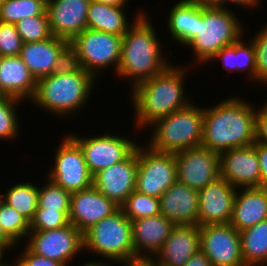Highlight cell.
Instances as JSON below:
<instances>
[{
  "instance_id": "7dc6e473",
  "label": "cell",
  "mask_w": 267,
  "mask_h": 266,
  "mask_svg": "<svg viewBox=\"0 0 267 266\" xmlns=\"http://www.w3.org/2000/svg\"><path fill=\"white\" fill-rule=\"evenodd\" d=\"M95 1L111 6H126L128 4V0H95Z\"/></svg>"
},
{
  "instance_id": "ee69618b",
  "label": "cell",
  "mask_w": 267,
  "mask_h": 266,
  "mask_svg": "<svg viewBox=\"0 0 267 266\" xmlns=\"http://www.w3.org/2000/svg\"><path fill=\"white\" fill-rule=\"evenodd\" d=\"M262 1L263 0H225V8L230 6L232 3L234 5H238V6L245 7V8L251 7L250 9H252V7H254V8H255V6L258 7ZM226 3H227V5H226ZM229 3H230V5H228Z\"/></svg>"
},
{
  "instance_id": "f1b7e54d",
  "label": "cell",
  "mask_w": 267,
  "mask_h": 266,
  "mask_svg": "<svg viewBox=\"0 0 267 266\" xmlns=\"http://www.w3.org/2000/svg\"><path fill=\"white\" fill-rule=\"evenodd\" d=\"M240 233L242 259L246 266H267V220Z\"/></svg>"
},
{
  "instance_id": "b9f144b4",
  "label": "cell",
  "mask_w": 267,
  "mask_h": 266,
  "mask_svg": "<svg viewBox=\"0 0 267 266\" xmlns=\"http://www.w3.org/2000/svg\"><path fill=\"white\" fill-rule=\"evenodd\" d=\"M259 165H260V187L267 189V145L255 142Z\"/></svg>"
},
{
  "instance_id": "30bf717a",
  "label": "cell",
  "mask_w": 267,
  "mask_h": 266,
  "mask_svg": "<svg viewBox=\"0 0 267 266\" xmlns=\"http://www.w3.org/2000/svg\"><path fill=\"white\" fill-rule=\"evenodd\" d=\"M57 148L53 168L46 174L52 182L64 190L73 193L87 189L93 185L80 146L69 136L62 137Z\"/></svg>"
},
{
  "instance_id": "9a60e30c",
  "label": "cell",
  "mask_w": 267,
  "mask_h": 266,
  "mask_svg": "<svg viewBox=\"0 0 267 266\" xmlns=\"http://www.w3.org/2000/svg\"><path fill=\"white\" fill-rule=\"evenodd\" d=\"M19 56L37 81L63 68L70 61V42L52 36L39 42L23 43Z\"/></svg>"
},
{
  "instance_id": "ba28073f",
  "label": "cell",
  "mask_w": 267,
  "mask_h": 266,
  "mask_svg": "<svg viewBox=\"0 0 267 266\" xmlns=\"http://www.w3.org/2000/svg\"><path fill=\"white\" fill-rule=\"evenodd\" d=\"M122 38L86 28L70 42V61L95 79L104 69L108 70L113 65L116 73L121 58Z\"/></svg>"
},
{
  "instance_id": "5b68a950",
  "label": "cell",
  "mask_w": 267,
  "mask_h": 266,
  "mask_svg": "<svg viewBox=\"0 0 267 266\" xmlns=\"http://www.w3.org/2000/svg\"><path fill=\"white\" fill-rule=\"evenodd\" d=\"M191 102L185 108L158 119L151 127L147 145L154 151L176 153L201 146L203 138L204 108Z\"/></svg>"
},
{
  "instance_id": "f907efd6",
  "label": "cell",
  "mask_w": 267,
  "mask_h": 266,
  "mask_svg": "<svg viewBox=\"0 0 267 266\" xmlns=\"http://www.w3.org/2000/svg\"><path fill=\"white\" fill-rule=\"evenodd\" d=\"M8 251L1 243H0V266H3V265H5V264H7V262L5 263L2 259H4L3 258V256H4V253L6 252V251Z\"/></svg>"
},
{
  "instance_id": "1f68e13d",
  "label": "cell",
  "mask_w": 267,
  "mask_h": 266,
  "mask_svg": "<svg viewBox=\"0 0 267 266\" xmlns=\"http://www.w3.org/2000/svg\"><path fill=\"white\" fill-rule=\"evenodd\" d=\"M0 227L3 233L17 246L30 232V222L2 200L0 202Z\"/></svg>"
},
{
  "instance_id": "7402d4cb",
  "label": "cell",
  "mask_w": 267,
  "mask_h": 266,
  "mask_svg": "<svg viewBox=\"0 0 267 266\" xmlns=\"http://www.w3.org/2000/svg\"><path fill=\"white\" fill-rule=\"evenodd\" d=\"M199 251V225H175L164 245L150 261L155 266H184Z\"/></svg>"
},
{
  "instance_id": "7a4b0ae2",
  "label": "cell",
  "mask_w": 267,
  "mask_h": 266,
  "mask_svg": "<svg viewBox=\"0 0 267 266\" xmlns=\"http://www.w3.org/2000/svg\"><path fill=\"white\" fill-rule=\"evenodd\" d=\"M187 68L172 63L161 73L131 86L130 102L134 107L136 128L150 127L158 119L192 102L184 91Z\"/></svg>"
},
{
  "instance_id": "7c38bea8",
  "label": "cell",
  "mask_w": 267,
  "mask_h": 266,
  "mask_svg": "<svg viewBox=\"0 0 267 266\" xmlns=\"http://www.w3.org/2000/svg\"><path fill=\"white\" fill-rule=\"evenodd\" d=\"M27 238L26 245L32 252L64 266H69V262L84 250L83 233L71 223L54 230L30 231Z\"/></svg>"
},
{
  "instance_id": "681fc988",
  "label": "cell",
  "mask_w": 267,
  "mask_h": 266,
  "mask_svg": "<svg viewBox=\"0 0 267 266\" xmlns=\"http://www.w3.org/2000/svg\"><path fill=\"white\" fill-rule=\"evenodd\" d=\"M111 264V265H110ZM113 264L110 262L109 263V261H108V263H107V261L105 260V262L104 261H91V262H87V263H84L83 264V266H112Z\"/></svg>"
},
{
  "instance_id": "d6986e66",
  "label": "cell",
  "mask_w": 267,
  "mask_h": 266,
  "mask_svg": "<svg viewBox=\"0 0 267 266\" xmlns=\"http://www.w3.org/2000/svg\"><path fill=\"white\" fill-rule=\"evenodd\" d=\"M119 208V205L92 185L87 189L71 193L69 220L73 226L84 233Z\"/></svg>"
},
{
  "instance_id": "8d00e7d4",
  "label": "cell",
  "mask_w": 267,
  "mask_h": 266,
  "mask_svg": "<svg viewBox=\"0 0 267 266\" xmlns=\"http://www.w3.org/2000/svg\"><path fill=\"white\" fill-rule=\"evenodd\" d=\"M69 211L37 208L30 221V231L54 230L69 225Z\"/></svg>"
},
{
  "instance_id": "484cf974",
  "label": "cell",
  "mask_w": 267,
  "mask_h": 266,
  "mask_svg": "<svg viewBox=\"0 0 267 266\" xmlns=\"http://www.w3.org/2000/svg\"><path fill=\"white\" fill-rule=\"evenodd\" d=\"M125 7L91 0L87 13V28L123 36L132 25L128 21Z\"/></svg>"
},
{
  "instance_id": "277c9868",
  "label": "cell",
  "mask_w": 267,
  "mask_h": 266,
  "mask_svg": "<svg viewBox=\"0 0 267 266\" xmlns=\"http://www.w3.org/2000/svg\"><path fill=\"white\" fill-rule=\"evenodd\" d=\"M94 82L96 79L90 73L69 61L58 71L37 80L31 101L51 116L59 119L71 117L69 114H78L86 107Z\"/></svg>"
},
{
  "instance_id": "74e56055",
  "label": "cell",
  "mask_w": 267,
  "mask_h": 266,
  "mask_svg": "<svg viewBox=\"0 0 267 266\" xmlns=\"http://www.w3.org/2000/svg\"><path fill=\"white\" fill-rule=\"evenodd\" d=\"M250 39L255 49V83H267V24ZM263 82V83H262Z\"/></svg>"
},
{
  "instance_id": "f5cc1de1",
  "label": "cell",
  "mask_w": 267,
  "mask_h": 266,
  "mask_svg": "<svg viewBox=\"0 0 267 266\" xmlns=\"http://www.w3.org/2000/svg\"><path fill=\"white\" fill-rule=\"evenodd\" d=\"M3 266H16L14 263L13 264H5V265H3Z\"/></svg>"
},
{
  "instance_id": "4316f807",
  "label": "cell",
  "mask_w": 267,
  "mask_h": 266,
  "mask_svg": "<svg viewBox=\"0 0 267 266\" xmlns=\"http://www.w3.org/2000/svg\"><path fill=\"white\" fill-rule=\"evenodd\" d=\"M201 14V6L191 0H180L168 13L167 28L175 42L186 46L194 37L197 17Z\"/></svg>"
},
{
  "instance_id": "836d02e7",
  "label": "cell",
  "mask_w": 267,
  "mask_h": 266,
  "mask_svg": "<svg viewBox=\"0 0 267 266\" xmlns=\"http://www.w3.org/2000/svg\"><path fill=\"white\" fill-rule=\"evenodd\" d=\"M15 26L23 43L39 42L53 36L49 26L47 12L43 15L26 17L18 21Z\"/></svg>"
},
{
  "instance_id": "bcb514c9",
  "label": "cell",
  "mask_w": 267,
  "mask_h": 266,
  "mask_svg": "<svg viewBox=\"0 0 267 266\" xmlns=\"http://www.w3.org/2000/svg\"><path fill=\"white\" fill-rule=\"evenodd\" d=\"M1 196H0V202H1ZM0 243L8 249V251L12 248H15L16 245L3 233L1 227H0Z\"/></svg>"
},
{
  "instance_id": "52a82bcc",
  "label": "cell",
  "mask_w": 267,
  "mask_h": 266,
  "mask_svg": "<svg viewBox=\"0 0 267 266\" xmlns=\"http://www.w3.org/2000/svg\"><path fill=\"white\" fill-rule=\"evenodd\" d=\"M131 221L119 208L83 233L84 250L112 263L134 262Z\"/></svg>"
},
{
  "instance_id": "f6af8a7d",
  "label": "cell",
  "mask_w": 267,
  "mask_h": 266,
  "mask_svg": "<svg viewBox=\"0 0 267 266\" xmlns=\"http://www.w3.org/2000/svg\"><path fill=\"white\" fill-rule=\"evenodd\" d=\"M201 7H224L225 0H191Z\"/></svg>"
},
{
  "instance_id": "c3c4849f",
  "label": "cell",
  "mask_w": 267,
  "mask_h": 266,
  "mask_svg": "<svg viewBox=\"0 0 267 266\" xmlns=\"http://www.w3.org/2000/svg\"><path fill=\"white\" fill-rule=\"evenodd\" d=\"M124 266H155L150 260H138L135 262L121 263Z\"/></svg>"
},
{
  "instance_id": "816d5d0a",
  "label": "cell",
  "mask_w": 267,
  "mask_h": 266,
  "mask_svg": "<svg viewBox=\"0 0 267 266\" xmlns=\"http://www.w3.org/2000/svg\"><path fill=\"white\" fill-rule=\"evenodd\" d=\"M46 5L50 2H52L53 0H42Z\"/></svg>"
},
{
  "instance_id": "11a10c76",
  "label": "cell",
  "mask_w": 267,
  "mask_h": 266,
  "mask_svg": "<svg viewBox=\"0 0 267 266\" xmlns=\"http://www.w3.org/2000/svg\"><path fill=\"white\" fill-rule=\"evenodd\" d=\"M4 1H5V0H0V7H1V5L3 4Z\"/></svg>"
},
{
  "instance_id": "e0dca14e",
  "label": "cell",
  "mask_w": 267,
  "mask_h": 266,
  "mask_svg": "<svg viewBox=\"0 0 267 266\" xmlns=\"http://www.w3.org/2000/svg\"><path fill=\"white\" fill-rule=\"evenodd\" d=\"M138 171L136 149L123 161L100 170L93 176V186L121 206L135 190Z\"/></svg>"
},
{
  "instance_id": "d590c367",
  "label": "cell",
  "mask_w": 267,
  "mask_h": 266,
  "mask_svg": "<svg viewBox=\"0 0 267 266\" xmlns=\"http://www.w3.org/2000/svg\"><path fill=\"white\" fill-rule=\"evenodd\" d=\"M18 103L22 102L17 98L0 96V140L11 141L19 135V116L16 106Z\"/></svg>"
},
{
  "instance_id": "603a6c76",
  "label": "cell",
  "mask_w": 267,
  "mask_h": 266,
  "mask_svg": "<svg viewBox=\"0 0 267 266\" xmlns=\"http://www.w3.org/2000/svg\"><path fill=\"white\" fill-rule=\"evenodd\" d=\"M199 191L176 181L160 197V214L174 225H197Z\"/></svg>"
},
{
  "instance_id": "ffe728a7",
  "label": "cell",
  "mask_w": 267,
  "mask_h": 266,
  "mask_svg": "<svg viewBox=\"0 0 267 266\" xmlns=\"http://www.w3.org/2000/svg\"><path fill=\"white\" fill-rule=\"evenodd\" d=\"M91 0H53L46 12L52 35L71 42L87 28Z\"/></svg>"
},
{
  "instance_id": "f546056e",
  "label": "cell",
  "mask_w": 267,
  "mask_h": 266,
  "mask_svg": "<svg viewBox=\"0 0 267 266\" xmlns=\"http://www.w3.org/2000/svg\"><path fill=\"white\" fill-rule=\"evenodd\" d=\"M39 187L29 182L12 185L6 193H1L4 203L22 214L29 222L37 209Z\"/></svg>"
},
{
  "instance_id": "60d3db41",
  "label": "cell",
  "mask_w": 267,
  "mask_h": 266,
  "mask_svg": "<svg viewBox=\"0 0 267 266\" xmlns=\"http://www.w3.org/2000/svg\"><path fill=\"white\" fill-rule=\"evenodd\" d=\"M256 141L267 145V108L264 105L256 113Z\"/></svg>"
},
{
  "instance_id": "5bb4252c",
  "label": "cell",
  "mask_w": 267,
  "mask_h": 266,
  "mask_svg": "<svg viewBox=\"0 0 267 266\" xmlns=\"http://www.w3.org/2000/svg\"><path fill=\"white\" fill-rule=\"evenodd\" d=\"M177 181L201 190L220 177V155L202 146L175 153Z\"/></svg>"
},
{
  "instance_id": "db71d44e",
  "label": "cell",
  "mask_w": 267,
  "mask_h": 266,
  "mask_svg": "<svg viewBox=\"0 0 267 266\" xmlns=\"http://www.w3.org/2000/svg\"><path fill=\"white\" fill-rule=\"evenodd\" d=\"M265 85H267V83ZM263 105L267 108V99Z\"/></svg>"
},
{
  "instance_id": "ac0fdd59",
  "label": "cell",
  "mask_w": 267,
  "mask_h": 266,
  "mask_svg": "<svg viewBox=\"0 0 267 266\" xmlns=\"http://www.w3.org/2000/svg\"><path fill=\"white\" fill-rule=\"evenodd\" d=\"M236 189L227 180L219 177L199 190L197 225L229 223Z\"/></svg>"
},
{
  "instance_id": "4fadbf2b",
  "label": "cell",
  "mask_w": 267,
  "mask_h": 266,
  "mask_svg": "<svg viewBox=\"0 0 267 266\" xmlns=\"http://www.w3.org/2000/svg\"><path fill=\"white\" fill-rule=\"evenodd\" d=\"M200 250L212 266H246L242 259L240 233L230 223L203 225Z\"/></svg>"
},
{
  "instance_id": "8992f818",
  "label": "cell",
  "mask_w": 267,
  "mask_h": 266,
  "mask_svg": "<svg viewBox=\"0 0 267 266\" xmlns=\"http://www.w3.org/2000/svg\"><path fill=\"white\" fill-rule=\"evenodd\" d=\"M235 14L229 7H201L195 37L186 45L192 48L196 64L205 65L220 49L243 37V25Z\"/></svg>"
},
{
  "instance_id": "f35d334b",
  "label": "cell",
  "mask_w": 267,
  "mask_h": 266,
  "mask_svg": "<svg viewBox=\"0 0 267 266\" xmlns=\"http://www.w3.org/2000/svg\"><path fill=\"white\" fill-rule=\"evenodd\" d=\"M22 45L15 24L0 21V57L19 55Z\"/></svg>"
},
{
  "instance_id": "e575fe53",
  "label": "cell",
  "mask_w": 267,
  "mask_h": 266,
  "mask_svg": "<svg viewBox=\"0 0 267 266\" xmlns=\"http://www.w3.org/2000/svg\"><path fill=\"white\" fill-rule=\"evenodd\" d=\"M46 183L39 187L37 208L47 210H70L71 193L45 178Z\"/></svg>"
},
{
  "instance_id": "2e32d148",
  "label": "cell",
  "mask_w": 267,
  "mask_h": 266,
  "mask_svg": "<svg viewBox=\"0 0 267 266\" xmlns=\"http://www.w3.org/2000/svg\"><path fill=\"white\" fill-rule=\"evenodd\" d=\"M220 177L235 188L260 187V165L255 143L220 154Z\"/></svg>"
},
{
  "instance_id": "83f0119b",
  "label": "cell",
  "mask_w": 267,
  "mask_h": 266,
  "mask_svg": "<svg viewBox=\"0 0 267 266\" xmlns=\"http://www.w3.org/2000/svg\"><path fill=\"white\" fill-rule=\"evenodd\" d=\"M245 42L243 36L237 42L220 49L208 62L221 60L223 68L231 73L247 71L248 81L250 78V82L255 83V49L251 40Z\"/></svg>"
},
{
  "instance_id": "3957f363",
  "label": "cell",
  "mask_w": 267,
  "mask_h": 266,
  "mask_svg": "<svg viewBox=\"0 0 267 266\" xmlns=\"http://www.w3.org/2000/svg\"><path fill=\"white\" fill-rule=\"evenodd\" d=\"M137 12L132 25L122 38V50L116 75L122 80L129 78L132 84L142 82L164 71L171 63L161 50L156 30L144 13ZM162 45V46H161Z\"/></svg>"
},
{
  "instance_id": "6da1fadb",
  "label": "cell",
  "mask_w": 267,
  "mask_h": 266,
  "mask_svg": "<svg viewBox=\"0 0 267 266\" xmlns=\"http://www.w3.org/2000/svg\"><path fill=\"white\" fill-rule=\"evenodd\" d=\"M239 96H229L216 106L204 108L201 146L218 152L256 142L257 108Z\"/></svg>"
},
{
  "instance_id": "8fae6325",
  "label": "cell",
  "mask_w": 267,
  "mask_h": 266,
  "mask_svg": "<svg viewBox=\"0 0 267 266\" xmlns=\"http://www.w3.org/2000/svg\"><path fill=\"white\" fill-rule=\"evenodd\" d=\"M81 148L92 176L100 170L125 160L137 147V142L115 133L80 137L69 135Z\"/></svg>"
},
{
  "instance_id": "4dcf8cb0",
  "label": "cell",
  "mask_w": 267,
  "mask_h": 266,
  "mask_svg": "<svg viewBox=\"0 0 267 266\" xmlns=\"http://www.w3.org/2000/svg\"><path fill=\"white\" fill-rule=\"evenodd\" d=\"M46 7L42 0H5L0 7V21L16 24L26 17L43 15Z\"/></svg>"
},
{
  "instance_id": "d6a6232c",
  "label": "cell",
  "mask_w": 267,
  "mask_h": 266,
  "mask_svg": "<svg viewBox=\"0 0 267 266\" xmlns=\"http://www.w3.org/2000/svg\"><path fill=\"white\" fill-rule=\"evenodd\" d=\"M160 198L134 190L120 206L123 213L132 220L160 214Z\"/></svg>"
},
{
  "instance_id": "7bdbcfd3",
  "label": "cell",
  "mask_w": 267,
  "mask_h": 266,
  "mask_svg": "<svg viewBox=\"0 0 267 266\" xmlns=\"http://www.w3.org/2000/svg\"><path fill=\"white\" fill-rule=\"evenodd\" d=\"M184 266H212L207 256L200 250Z\"/></svg>"
},
{
  "instance_id": "9c48e42d",
  "label": "cell",
  "mask_w": 267,
  "mask_h": 266,
  "mask_svg": "<svg viewBox=\"0 0 267 266\" xmlns=\"http://www.w3.org/2000/svg\"><path fill=\"white\" fill-rule=\"evenodd\" d=\"M136 147L138 171L135 190L160 198L177 181L175 153L157 152L148 145Z\"/></svg>"
},
{
  "instance_id": "d4e9b609",
  "label": "cell",
  "mask_w": 267,
  "mask_h": 266,
  "mask_svg": "<svg viewBox=\"0 0 267 266\" xmlns=\"http://www.w3.org/2000/svg\"><path fill=\"white\" fill-rule=\"evenodd\" d=\"M264 220H267V189L237 188L229 223L240 232Z\"/></svg>"
},
{
  "instance_id": "44dd1931",
  "label": "cell",
  "mask_w": 267,
  "mask_h": 266,
  "mask_svg": "<svg viewBox=\"0 0 267 266\" xmlns=\"http://www.w3.org/2000/svg\"><path fill=\"white\" fill-rule=\"evenodd\" d=\"M174 226L162 214L132 220L131 233L134 262L151 260L164 245Z\"/></svg>"
},
{
  "instance_id": "cb8c5ba5",
  "label": "cell",
  "mask_w": 267,
  "mask_h": 266,
  "mask_svg": "<svg viewBox=\"0 0 267 266\" xmlns=\"http://www.w3.org/2000/svg\"><path fill=\"white\" fill-rule=\"evenodd\" d=\"M36 79L19 55L0 57V96L31 102L36 92Z\"/></svg>"
},
{
  "instance_id": "ab89813d",
  "label": "cell",
  "mask_w": 267,
  "mask_h": 266,
  "mask_svg": "<svg viewBox=\"0 0 267 266\" xmlns=\"http://www.w3.org/2000/svg\"><path fill=\"white\" fill-rule=\"evenodd\" d=\"M13 262L16 266H64L59 261H55L32 252L27 246L20 252Z\"/></svg>"
}]
</instances>
